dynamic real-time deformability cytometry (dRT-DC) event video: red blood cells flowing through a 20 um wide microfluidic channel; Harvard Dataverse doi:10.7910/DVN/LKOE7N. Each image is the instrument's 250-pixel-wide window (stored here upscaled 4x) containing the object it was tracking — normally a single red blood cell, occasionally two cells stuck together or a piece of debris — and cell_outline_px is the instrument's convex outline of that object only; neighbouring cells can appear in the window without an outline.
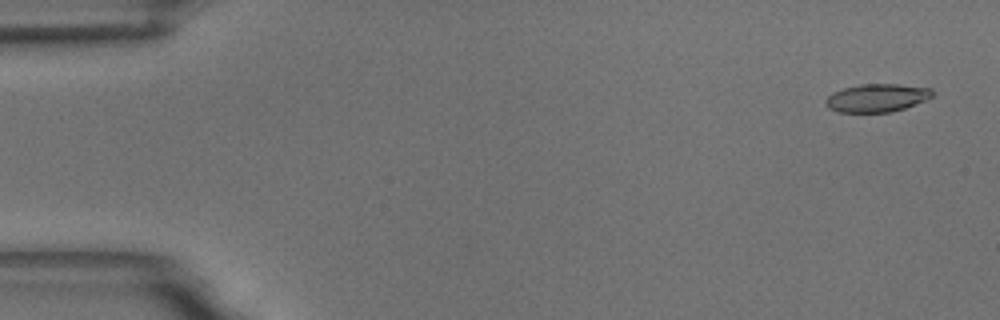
{"species": "common noctule bat (a hibernating species)", "species_latin": "Nyctalus noctula", "temperature_condition": "room temperature", "stored_images_in_passage": 55, "camera_frame_rate_fps": 3000, "um_per_image_px": 0.085, "animal": {"sex": "male", "body_mass_g": 18.8}, "frame": {"image": 1, "passage_image": 3, "time_ms": 0.667, "image_size_px": [1000, 320], "cell_outline_px": [[936, 92], [932, 96], [924, 100], [904, 108], [892, 112], [840, 112], [828, 108], [824, 104], [824, 100], [832, 92], [844, 88], [860, 84], [896, 84], [932, 88]], "centroid_in_image_um": [74.52, 8.31], "position_along_channel_um": 10.5, "area_um2": 17.51}}
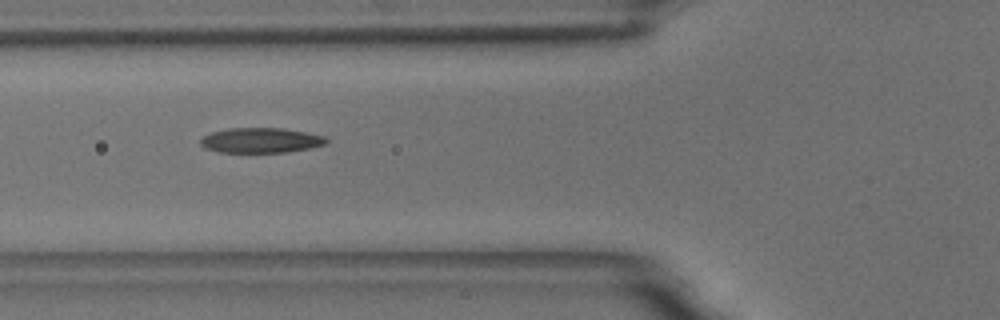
{"frame": {"image": 2, "passage_image": 21, "time_ms": 6.667, "image_size_px": [1000, 320], "cell_outline_px": [[328, 140], [324, 144], [308, 148], [288, 152], [220, 152], [204, 148], [200, 144], [200, 140], [204, 136], [212, 132], [228, 128], [284, 128], [324, 136]], "centroid_in_image_um": [22.13, 11.92], "position_along_channel_um": 103.7, "area_um2": 18.21}}
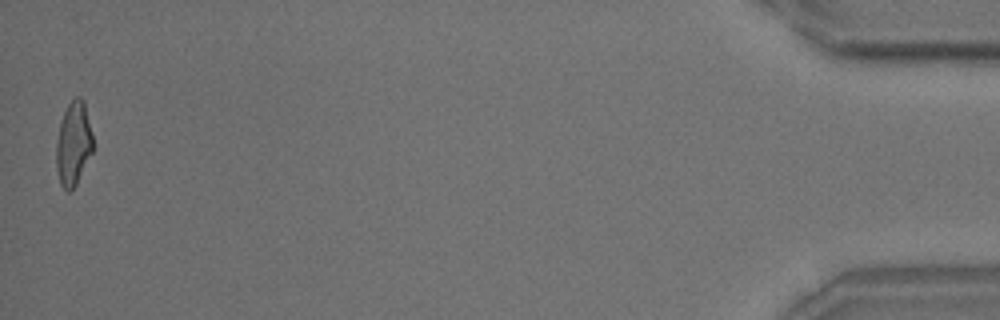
{"frame": {"image": 3, "passage_image": 55, "time_ms": 18.0, "image_size_px": [1000, 320], "cell_outline_px": [[92, 152], [76, 184], [68, 192], [60, 184], [56, 168], [56, 144], [60, 124], [64, 112], [68, 104], [76, 96], [80, 96], [84, 100], [92, 132]], "centroid_in_image_um": [6.24, 12.19], "position_along_channel_um": 429.0, "area_um2": 17.74}, "authors_computed_cell_mechanics": {"area_um2": 18.2648, "velocity_mm_per_s": 3.6819, "shape_relaxation_time_tau1_ms": 10.0963, "shape_relaxation_time_tau2_ms": 2.5216, "deformation_change_tau1": 0.2485, "deformation_change_tau2": 0.1052}}